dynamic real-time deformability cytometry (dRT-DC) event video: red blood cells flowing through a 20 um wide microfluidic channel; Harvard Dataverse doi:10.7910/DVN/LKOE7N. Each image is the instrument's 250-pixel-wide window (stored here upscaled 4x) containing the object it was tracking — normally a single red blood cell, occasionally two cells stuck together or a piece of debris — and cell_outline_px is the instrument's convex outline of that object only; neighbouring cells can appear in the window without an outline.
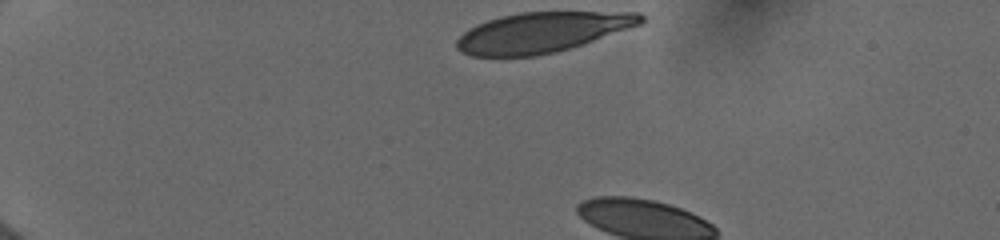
{"species": "human", "species_latin": "Homo sapiens", "temperature_condition": "cold", "stored_images_in_passage": 7, "camera_frame_rate_fps": 3000, "um_per_image_px": 0.085, "donor": {"sex": "female"}, "frame": {"image": 1, "passage_image": 1, "time_ms": 0.0, "image_size_px": [1000, 240], "cell_outline_px": [[644, 24], [556, 52], [536, 56], [472, 56], [460, 52], [456, 48], [456, 40], [468, 28], [476, 24], [500, 16], [520, 12], [640, 12], [644, 16]], "centroid_in_image_um": [46.07, 2.74], "position_along_channel_um": 38.9, "area_um2": 43.23}}